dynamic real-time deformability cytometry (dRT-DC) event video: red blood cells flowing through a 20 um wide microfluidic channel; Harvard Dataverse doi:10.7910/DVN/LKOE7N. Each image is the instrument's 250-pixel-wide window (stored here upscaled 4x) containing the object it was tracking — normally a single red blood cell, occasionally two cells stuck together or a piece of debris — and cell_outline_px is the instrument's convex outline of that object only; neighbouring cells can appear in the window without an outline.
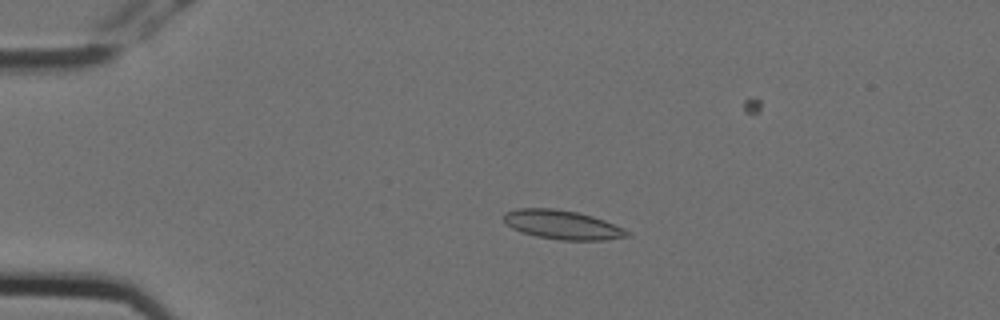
{"species": "Egyptian fruit bat (a non-hibernating species)", "species_latin": "Rousettus aegyptiacus", "temperature_condition": "cold", "stored_images_in_passage": 7, "camera_frame_rate_fps": 3000, "um_per_image_px": 0.085, "animal": {"sex": "female"}, "frame": {"image": 1, "passage_image": 4, "time_ms": 1.0, "image_size_px": [1000, 320], "cell_outline_px": [[632, 236], [604, 240], [560, 240], [536, 236], [520, 232], [512, 228], [504, 220], [504, 212], [516, 208], [556, 208], [576, 212], [592, 216], [604, 220], [624, 228], [632, 232]], "centroid_in_image_um": [47.83, 19.11], "position_along_channel_um": 37.2, "area_um2": 21.04}}
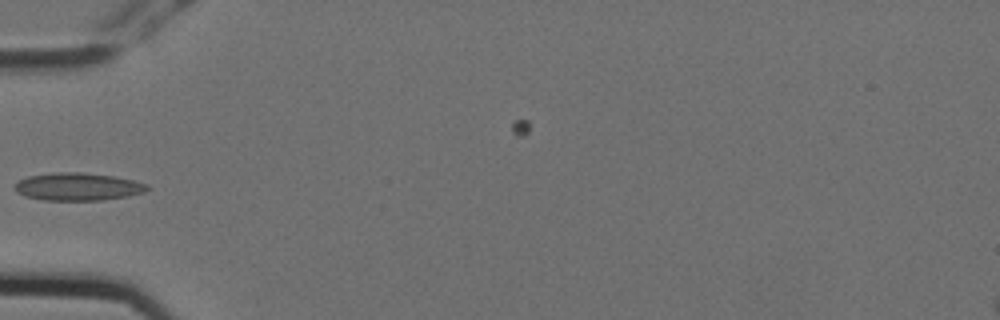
{"frame": {"image": 2, "passage_image": 6, "time_ms": 1.667, "image_size_px": [1000, 320], "cell_outline_px": [[152, 188], [144, 192], [128, 196], [100, 200], [44, 200], [24, 196], [16, 192], [16, 184], [20, 180], [28, 176], [56, 172], [80, 172], [112, 176], [132, 180], [148, 184]], "centroid_in_image_um": [6.64, 15.87], "position_along_channel_um": 78.4, "area_um2": 21.27}}